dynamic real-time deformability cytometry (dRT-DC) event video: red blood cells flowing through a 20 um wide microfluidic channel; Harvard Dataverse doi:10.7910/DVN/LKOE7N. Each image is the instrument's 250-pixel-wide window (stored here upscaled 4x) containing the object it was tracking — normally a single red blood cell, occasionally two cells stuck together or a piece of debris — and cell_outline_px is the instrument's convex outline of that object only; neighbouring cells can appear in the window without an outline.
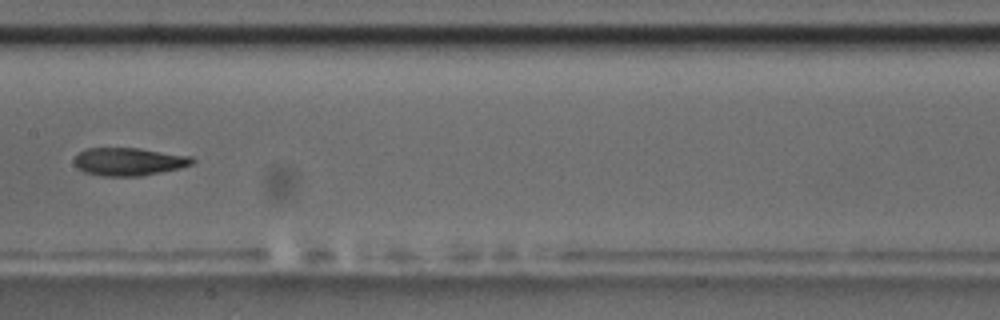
{"species": "common noctule bat (a hibernating species)", "species_latin": "Nyctalus noctula", "temperature_condition": "room temperature", "stored_images_in_passage": 7, "camera_frame_rate_fps": 3000, "um_per_image_px": 0.085, "animal": {"sex": "male", "body_mass_g": 17.5, "forearm_length_mm": 52.3}, "frame": {"image": 1, "passage_image": 7, "time_ms": 8.0, "image_size_px": [1000, 320], "cell_outline_px": [[196, 160], [192, 164], [180, 168], [140, 176], [100, 176], [84, 172], [76, 168], [72, 160], [84, 148], [140, 148], [192, 156]], "centroid_in_image_um": [10.93, 13.73], "position_along_channel_um": 196.5, "area_um2": 19.42}}